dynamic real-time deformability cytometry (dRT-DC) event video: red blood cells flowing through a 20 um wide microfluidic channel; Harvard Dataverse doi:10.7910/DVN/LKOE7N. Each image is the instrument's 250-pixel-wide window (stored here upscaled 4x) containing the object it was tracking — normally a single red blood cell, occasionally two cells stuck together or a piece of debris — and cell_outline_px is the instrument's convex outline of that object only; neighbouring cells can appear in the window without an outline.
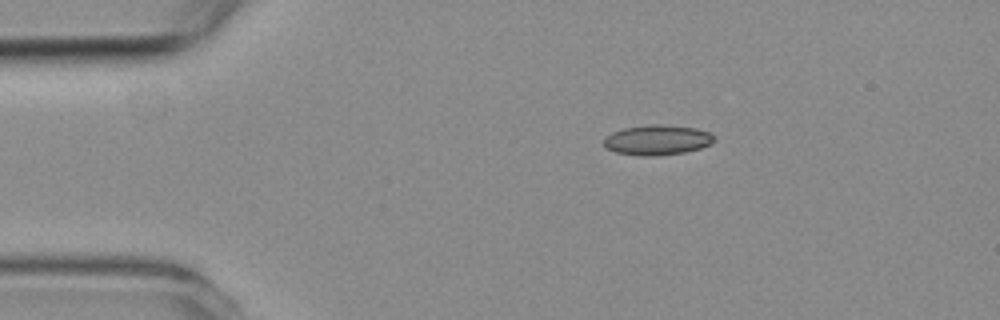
{"species": "common noctule bat (a hibernating species)", "species_latin": "Nyctalus noctula", "temperature_condition": "room temperature", "stored_images_in_passage": 5, "camera_frame_rate_fps": 3000, "um_per_image_px": 0.085, "animal": {"sex": "female", "body_mass_g": 19.3, "forearm_length_mm": 54.1}, "frame": {"image": 1, "passage_image": 2, "time_ms": 1.333, "image_size_px": [1000, 320], "cell_outline_px": [[716, 140], [712, 144], [700, 148], [684, 152], [656, 156], [640, 156], [616, 152], [604, 148], [604, 136], [612, 132], [624, 128], [652, 124], [660, 124], [696, 128], [712, 132]], "centroid_in_image_um": [55.88, 11.9], "position_along_channel_um": 29.1, "area_um2": 19.59}}
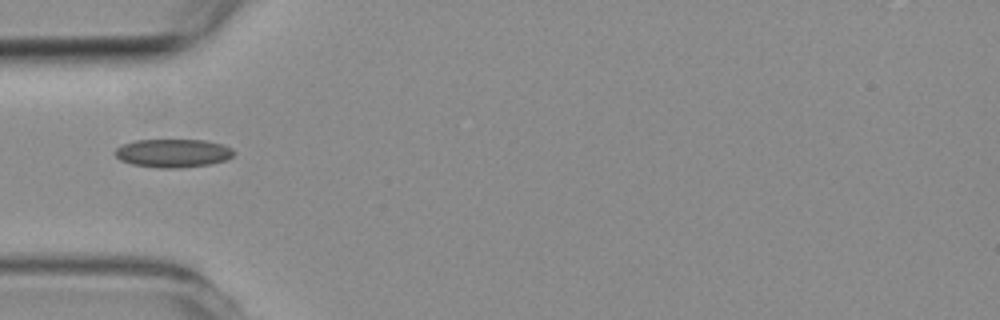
{"frame": {"image": 2, "passage_image": 4, "time_ms": 3.667, "image_size_px": [1000, 320], "cell_outline_px": [[236, 152], [232, 156], [224, 160], [212, 164], [180, 168], [160, 168], [132, 164], [120, 160], [112, 152], [116, 148], [124, 144], [136, 140], [204, 140], [220, 144], [232, 148]], "centroid_in_image_um": [14.69, 13.02], "position_along_channel_um": 70.3, "area_um2": 19.65}}
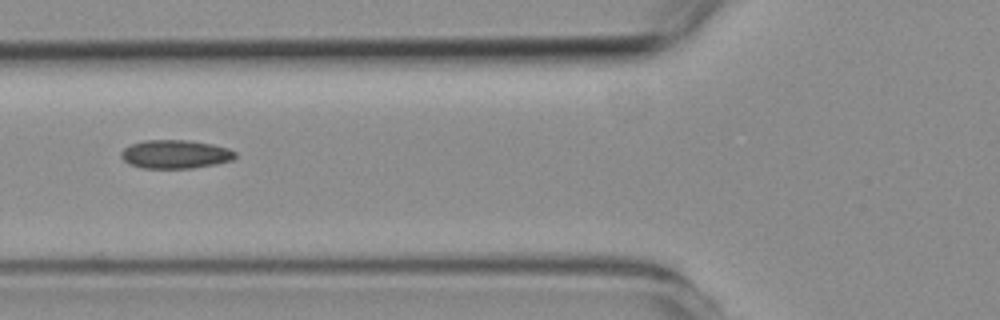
{"frame": {"image": 3, "passage_image": 5, "time_ms": 4.667, "image_size_px": [1000, 320], "cell_outline_px": [[236, 156], [232, 160], [216, 164], [192, 168], [144, 168], [128, 164], [120, 156], [120, 152], [124, 148], [132, 144], [144, 140], [188, 140], [212, 144], [228, 148], [236, 152]], "centroid_in_image_um": [14.89, 13.11], "position_along_channel_um": 110.9, "area_um2": 19.02}}